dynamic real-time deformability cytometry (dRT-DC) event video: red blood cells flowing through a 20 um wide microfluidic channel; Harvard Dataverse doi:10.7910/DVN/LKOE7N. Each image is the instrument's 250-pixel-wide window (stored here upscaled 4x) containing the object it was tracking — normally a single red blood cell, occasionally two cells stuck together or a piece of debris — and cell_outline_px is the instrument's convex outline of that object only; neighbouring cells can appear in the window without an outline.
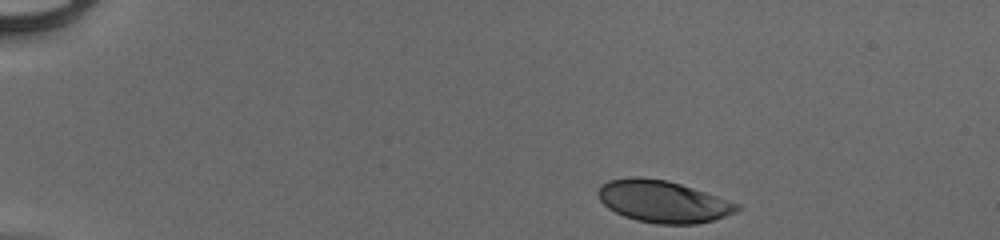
{"species": "human", "species_latin": "Homo sapiens", "temperature_condition": "cold", "stored_images_in_passage": 45, "camera_frame_rate_fps": 3000, "um_per_image_px": 0.085, "donor": {"sex": "male"}, "frame": {"image": 1, "passage_image": 1, "time_ms": 0.0, "image_size_px": [1000, 240], "cell_outline_px": [[740, 208], [736, 212], [712, 220], [696, 224], [656, 224], [636, 220], [624, 216], [608, 208], [600, 200], [596, 192], [600, 184], [608, 180], [636, 176], [640, 176], [668, 180], [740, 204]], "centroid_in_image_um": [56.31, 17.12], "position_along_channel_um": 28.7, "area_um2": 33.93}}
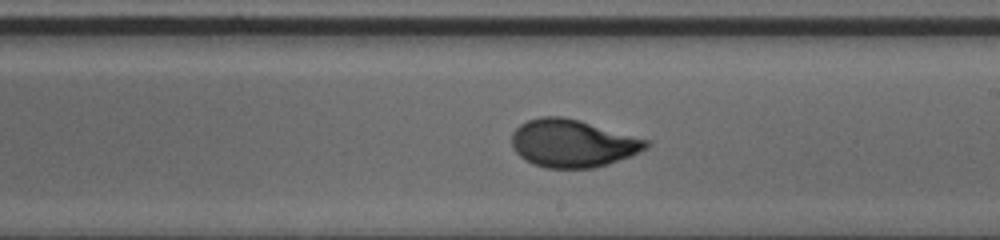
{"frame": {"image": 2, "passage_image": 25, "time_ms": 8.0, "image_size_px": [1000, 240], "cell_outline_px": [[652, 144], [648, 148], [632, 156], [596, 168], [544, 168], [532, 164], [524, 160], [512, 148], [512, 132], [520, 124], [528, 120], [540, 116], [560, 116], [580, 120], [648, 140]], "centroid_in_image_um": [48.67, 12.19], "position_along_channel_um": 240.3, "area_um2": 37.69}}
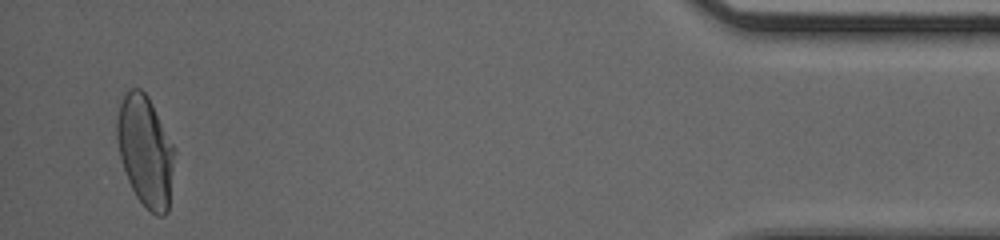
{"frame": {"image": 3, "passage_image": 44, "time_ms": 14.333, "image_size_px": [1000, 240], "cell_outline_px": [[176, 152], [168, 212], [164, 216], [156, 216], [136, 196], [128, 180], [120, 156], [116, 136], [116, 120], [120, 104], [124, 96], [132, 88], [140, 88], [148, 96], [176, 148]], "centroid_in_image_um": [12.39, 12.84], "position_along_channel_um": 422.8, "area_um2": 37.22}, "authors_computed_cell_mechanics": {"area_um2": 36.414, "velocity_mm_per_s": 3.8991, "shape_relaxation_time_tau1_ms": 4.5932, "shape_relaxation_time_tau2_ms": null, "deformation_change_tau1": 0.1983, "deformation_change_tau2": null}}